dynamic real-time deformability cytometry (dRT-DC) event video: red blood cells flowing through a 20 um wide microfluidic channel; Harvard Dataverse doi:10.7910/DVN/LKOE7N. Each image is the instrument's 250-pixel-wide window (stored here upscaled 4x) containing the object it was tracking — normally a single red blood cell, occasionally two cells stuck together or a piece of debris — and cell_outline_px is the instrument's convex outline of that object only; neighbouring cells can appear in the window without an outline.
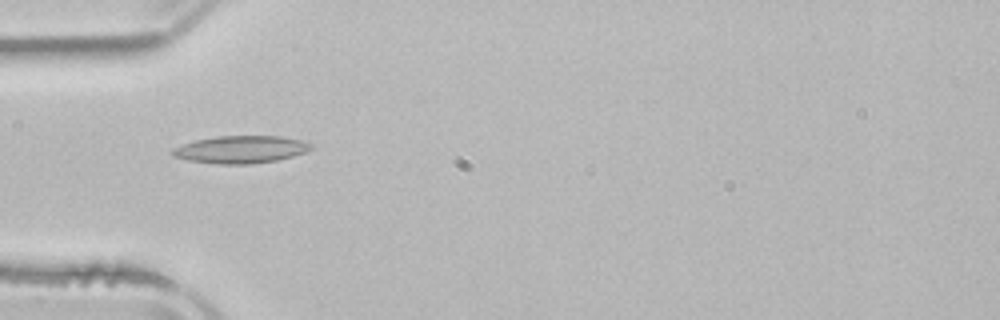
{"species": "common noctule bat (a hibernating species)", "species_latin": "Nyctalus noctula", "temperature_condition": "room temperature", "stored_images_in_passage": 3, "camera_frame_rate_fps": 3000, "um_per_image_px": 0.085, "animal": {"sex": "male", "body_mass_g": 21.5, "forearm_length_mm": 52.0}, "frame": {"image": 1, "passage_image": 3, "time_ms": 4.333, "image_size_px": [1000, 320], "cell_outline_px": [[312, 148], [304, 152], [292, 156], [276, 160], [252, 164], [216, 164], [188, 160], [172, 156], [168, 152], [172, 148], [196, 140], [216, 136], [280, 136], [300, 140], [312, 144]], "centroid_in_image_um": [20.41, 12.71], "position_along_channel_um": 64.6, "area_um2": 22.14}}